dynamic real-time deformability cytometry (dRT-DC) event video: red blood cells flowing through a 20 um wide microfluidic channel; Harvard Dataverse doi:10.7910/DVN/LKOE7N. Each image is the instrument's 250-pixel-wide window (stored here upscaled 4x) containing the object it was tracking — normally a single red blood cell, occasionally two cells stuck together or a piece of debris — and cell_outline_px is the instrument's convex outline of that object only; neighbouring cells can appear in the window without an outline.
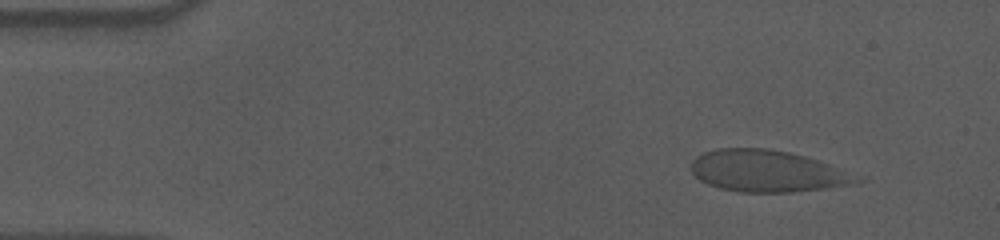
{"species": "human", "species_latin": "Homo sapiens", "temperature_condition": "cold", "stored_images_in_passage": 51, "camera_frame_rate_fps": 3000, "um_per_image_px": 0.085, "donor": {"sex": "male"}, "frame": {"image": 1, "passage_image": 1, "time_ms": 0.0, "image_size_px": [1000, 240], "cell_outline_px": [[864, 180], [852, 184], [824, 188], [792, 192], [736, 192], [720, 188], [708, 184], [700, 180], [688, 168], [692, 160], [696, 156], [704, 152], [716, 148], [768, 148], [788, 152], [804, 156], [828, 164]], "centroid_in_image_um": [65.11, 14.54], "position_along_channel_um": 19.9, "area_um2": 39.94}}
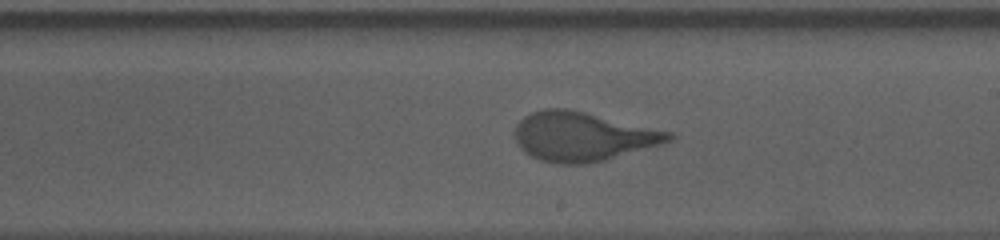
{"frame": {"image": 2, "passage_image": 27, "time_ms": 8.667, "image_size_px": [1000, 240], "cell_outline_px": [[676, 136], [672, 140], [660, 144], [604, 160], [588, 164], [560, 164], [540, 160], [524, 152], [520, 148], [512, 132], [516, 124], [524, 116], [532, 112], [544, 108], [568, 108], [672, 132]], "centroid_in_image_um": [49.48, 11.6], "position_along_channel_um": 239.5, "area_um2": 44.04}}
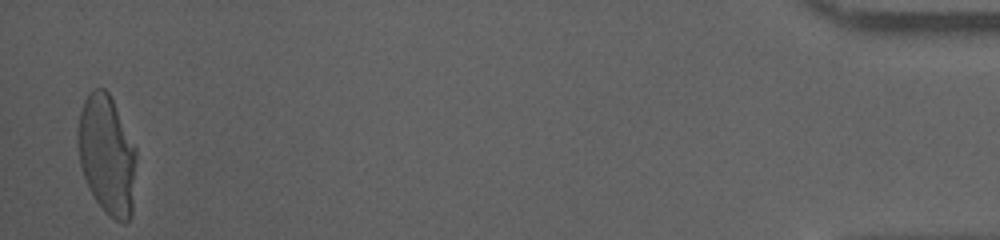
{"frame": {"image": 3, "passage_image": 50, "time_ms": 16.333, "image_size_px": [1000, 240], "cell_outline_px": [[136, 156], [132, 212], [128, 220], [124, 224], [116, 220], [96, 200], [84, 176], [80, 164], [76, 140], [80, 112], [84, 100], [88, 92], [92, 88], [104, 88], [108, 92], [136, 144]], "centroid_in_image_um": [9.09, 13.1], "position_along_channel_um": 426.1, "area_um2": 40.58}, "authors_computed_cell_mechanics": {"area_um2": 42.772, "velocity_mm_per_s": 3.591, "shape_relaxation_time_tau1_ms": 6.3068, "shape_relaxation_time_tau2_ms": null, "deformation_change_tau1": 0.2206, "deformation_change_tau2": null}}